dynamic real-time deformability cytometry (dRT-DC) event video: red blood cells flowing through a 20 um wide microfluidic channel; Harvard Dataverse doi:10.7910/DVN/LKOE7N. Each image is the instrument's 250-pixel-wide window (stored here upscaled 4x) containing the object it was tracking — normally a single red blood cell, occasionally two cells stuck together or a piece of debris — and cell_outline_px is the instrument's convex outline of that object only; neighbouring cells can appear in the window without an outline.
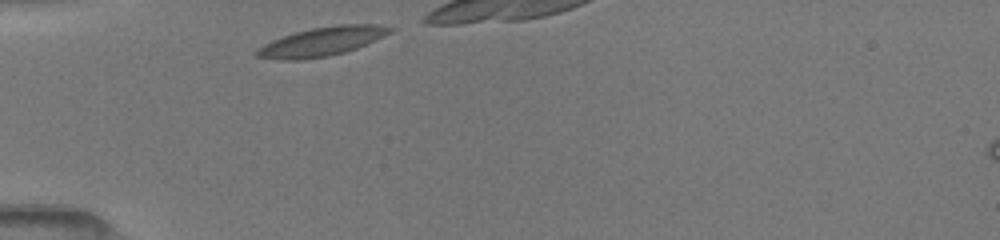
{"species": "common noctule bat (a hibernating species)", "species_latin": "Nyctalus noctula", "temperature_condition": "room temperature", "stored_images_in_passage": 8, "camera_frame_rate_fps": 3000, "um_per_image_px": 0.085, "animal": {"sex": "female", "body_mass_g": 19.5, "forearm_length_mm": 54.1}, "frame": {"image": 1, "passage_image": 1, "time_ms": 0.0, "image_size_px": [1000, 240], "cell_outline_px": [[396, 28], [392, 32], [384, 36], [356, 48], [344, 52], [328, 56], [300, 60], [280, 60], [256, 56], [252, 52], [264, 44], [272, 40], [296, 32], [312, 28], [340, 24], [372, 24]], "centroid_in_image_um": [27.35, 3.53], "position_along_channel_um": 57.7, "area_um2": 22.31}}
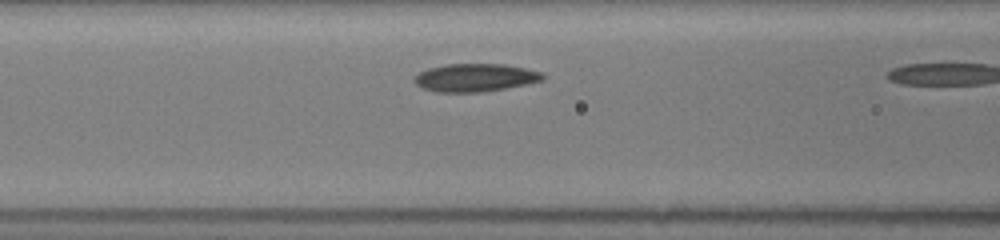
{"frame": {"image": 2, "passage_image": 7, "time_ms": 2.0, "image_size_px": [1000, 240], "cell_outline_px": [[548, 76], [544, 80], [504, 88], [480, 92], [436, 92], [424, 88], [416, 84], [412, 76], [428, 68], [444, 64], [504, 64], [524, 68], [540, 72]], "centroid_in_image_um": [40.37, 6.59], "position_along_channel_um": 126.2, "area_um2": 20.87}}